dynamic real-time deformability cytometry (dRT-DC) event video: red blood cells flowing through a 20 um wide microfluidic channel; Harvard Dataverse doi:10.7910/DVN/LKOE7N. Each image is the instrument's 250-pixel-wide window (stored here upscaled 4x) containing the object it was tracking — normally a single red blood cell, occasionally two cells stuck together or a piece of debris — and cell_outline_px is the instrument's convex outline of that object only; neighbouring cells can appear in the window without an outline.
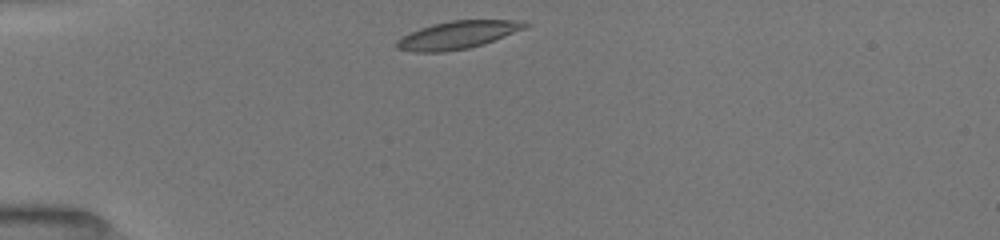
{"species": "common noctule bat (a hibernating species)", "species_latin": "Nyctalus noctula", "temperature_condition": "room temperature", "stored_images_in_passage": 15, "camera_frame_rate_fps": 3000, "um_per_image_px": 0.085, "animal": {"sex": "female", "body_mass_g": 19.5, "forearm_length_mm": 54.1}, "frame": {"image": 1, "passage_image": 1, "time_ms": 0.0, "image_size_px": [1000, 240], "cell_outline_px": [[532, 24], [528, 28], [484, 44], [468, 48], [444, 52], [412, 52], [396, 48], [396, 40], [420, 28], [432, 24], [452, 20], [524, 20]], "centroid_in_image_um": [38.97, 2.96], "position_along_channel_um": 46.0, "area_um2": 20.98}}
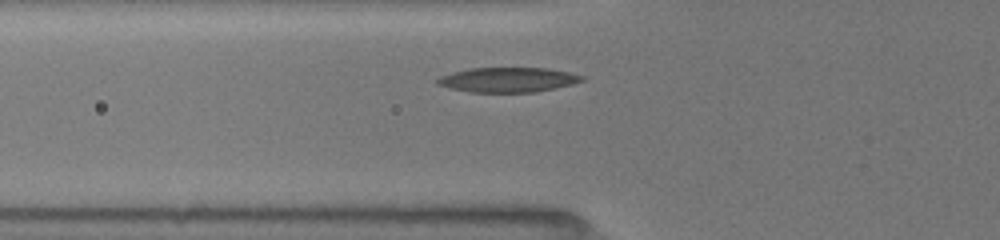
{"frame": {"image": 2, "passage_image": 9, "time_ms": 1.667, "image_size_px": [1000, 240], "cell_outline_px": [[584, 80], [572, 84], [536, 92], [468, 92], [448, 88], [436, 84], [436, 80], [440, 76], [452, 72], [468, 68], [548, 68], [568, 72], [584, 76]], "centroid_in_image_um": [43.13, 6.78], "position_along_channel_um": 82.7, "area_um2": 20.92}}
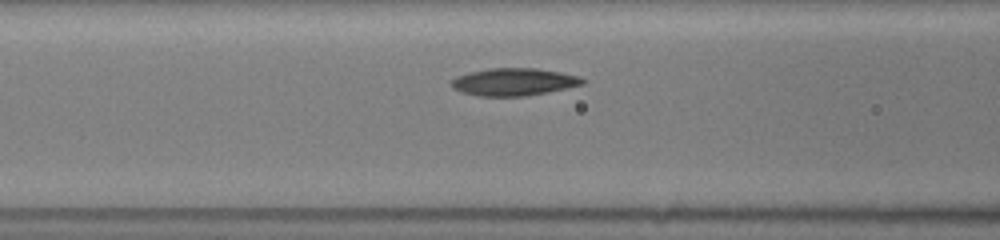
{"frame": {"image": 3, "passage_image": 13, "time_ms": 2.667, "image_size_px": [1000, 240], "cell_outline_px": [[588, 80], [584, 84], [548, 92], [524, 96], [476, 96], [460, 92], [452, 88], [448, 84], [456, 76], [468, 72], [488, 68], [536, 68], [560, 72], [580, 76]], "centroid_in_image_um": [43.65, 6.96], "position_along_channel_um": 123.0, "area_um2": 21.33}}